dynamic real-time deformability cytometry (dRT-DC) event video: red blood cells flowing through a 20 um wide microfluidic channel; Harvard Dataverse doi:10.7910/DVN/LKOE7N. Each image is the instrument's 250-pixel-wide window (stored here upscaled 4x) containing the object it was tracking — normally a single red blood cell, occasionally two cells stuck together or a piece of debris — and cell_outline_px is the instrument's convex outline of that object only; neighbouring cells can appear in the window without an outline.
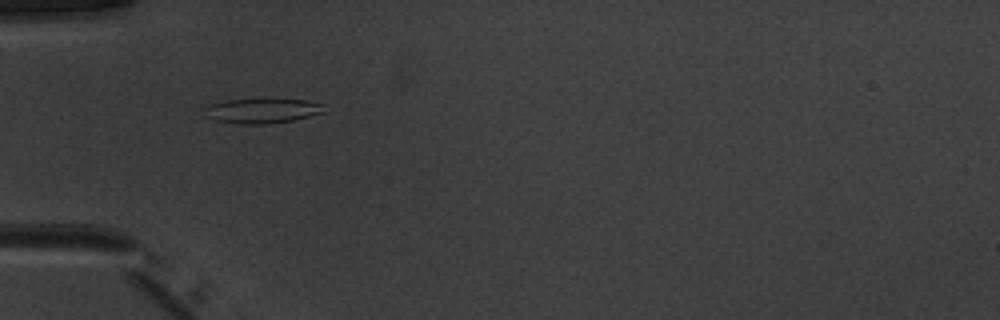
{"species": "common noctule bat (a hibernating species)", "species_latin": "Nyctalus noctula", "temperature_condition": "warm", "stored_images_in_passage": 36, "camera_frame_rate_fps": 3000, "um_per_image_px": 0.085, "animal": {"sex": "male", "body_mass_g": 20.1, "forearm_length_mm": 53.5}, "frame": {"image": 1, "passage_image": 1, "time_ms": 0.0, "image_size_px": [1000, 320], "cell_outline_px": [[324, 112], [292, 120], [264, 124], [240, 124], [216, 120], [204, 116], [204, 108], [212, 104], [228, 100], [268, 96], [304, 100], [320, 104]], "centroid_in_image_um": [22.23, 9.37], "position_along_channel_um": 62.8, "area_um2": 17.74}}
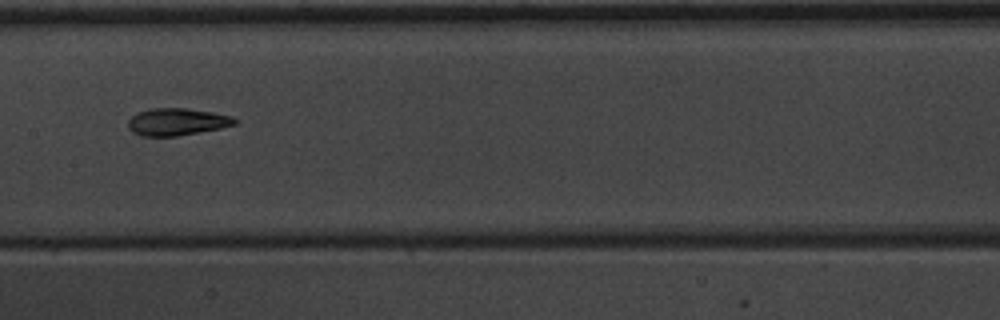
{"frame": {"image": 2, "passage_image": 11, "time_ms": 3.333, "image_size_px": [1000, 320], "cell_outline_px": [[240, 120], [236, 124], [220, 128], [176, 136], [140, 136], [132, 132], [128, 128], [128, 120], [132, 116], [140, 112], [152, 108], [184, 108], [212, 112], [232, 116]], "centroid_in_image_um": [15.05, 10.36], "position_along_channel_um": 192.4, "area_um2": 16.88}}
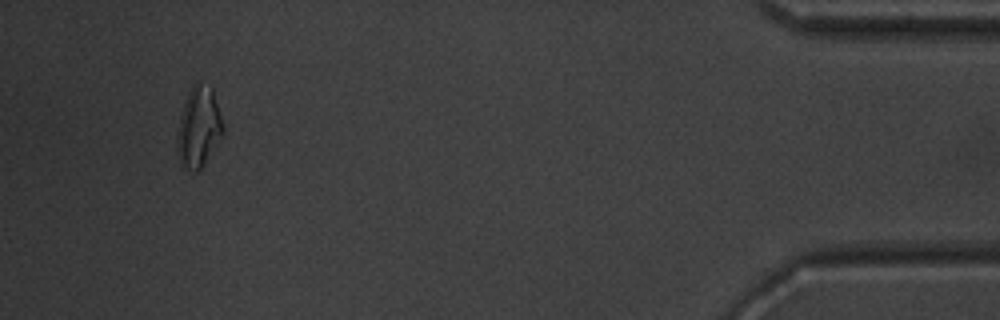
{"frame": {"image": 3, "passage_image": 33, "time_ms": 10.667, "image_size_px": [1000, 320], "cell_outline_px": [[224, 132], [204, 164], [196, 172], [192, 172], [184, 168], [180, 164], [176, 148], [176, 136], [180, 116], [188, 92], [192, 84], [200, 84], [212, 88], [224, 124]], "centroid_in_image_um": [16.87, 10.85], "position_along_channel_um": 418.3, "area_um2": 21.5}, "authors_computed_cell_mechanics": {"area_um2": 17.1666, "velocity_mm_per_s": 3.9752, "shape_relaxation_time_tau1_ms": 6.6315, "shape_relaxation_time_tau2_ms": 1.4701, "deformation_change_tau1": 0.191, "deformation_change_tau2": 0.0705}}